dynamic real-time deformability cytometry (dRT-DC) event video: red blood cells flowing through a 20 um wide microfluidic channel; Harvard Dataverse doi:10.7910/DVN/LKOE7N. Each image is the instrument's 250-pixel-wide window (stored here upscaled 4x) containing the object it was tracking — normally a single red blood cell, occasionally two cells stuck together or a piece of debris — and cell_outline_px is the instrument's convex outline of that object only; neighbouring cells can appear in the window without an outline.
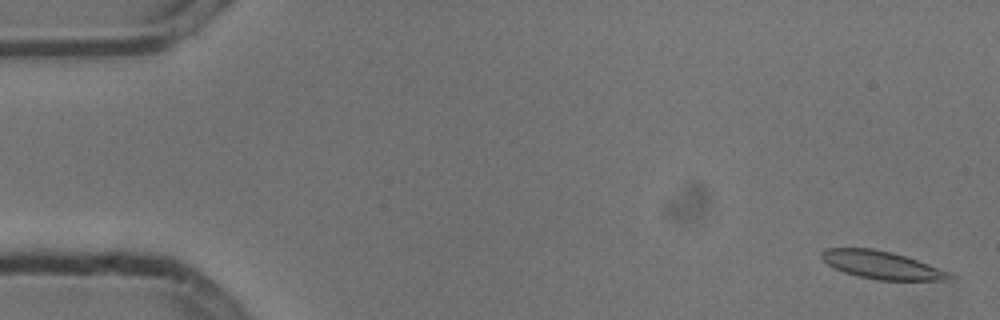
{"species": "common noctule bat (a hibernating species)", "species_latin": "Nyctalus noctula", "temperature_condition": "cold", "stored_images_in_passage": 6, "camera_frame_rate_fps": 3000, "um_per_image_px": 0.085, "animal": {"sex": "male", "body_mass_g": 13.3}, "frame": {"image": 1, "passage_image": 1, "time_ms": 0.0, "image_size_px": [1000, 320], "cell_outline_px": [[956, 276], [944, 280], [876, 280], [856, 276], [844, 272], [828, 264], [820, 256], [820, 252], [828, 248], [872, 248], [892, 252], [928, 264], [948, 272]], "centroid_in_image_um": [74.91, 22.53], "position_along_channel_um": 10.1, "area_um2": 20.52}}